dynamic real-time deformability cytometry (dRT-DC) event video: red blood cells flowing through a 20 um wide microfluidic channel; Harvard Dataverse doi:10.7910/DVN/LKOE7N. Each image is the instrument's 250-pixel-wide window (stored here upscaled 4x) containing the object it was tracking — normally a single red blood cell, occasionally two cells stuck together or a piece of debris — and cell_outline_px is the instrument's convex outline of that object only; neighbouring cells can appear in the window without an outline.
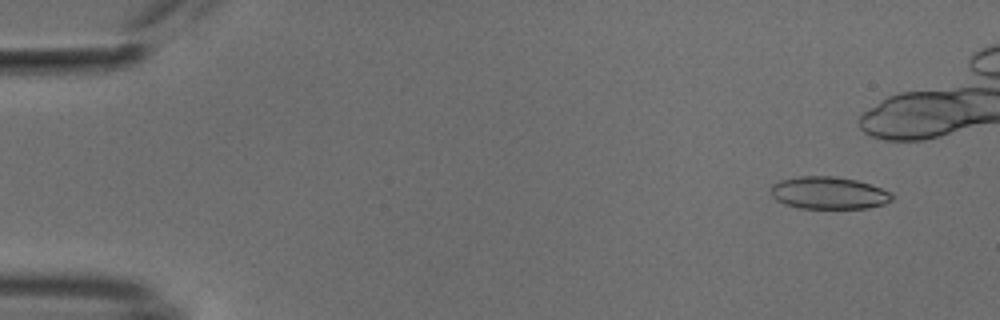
{"species": "common noctule bat (a hibernating species)", "species_latin": "Nyctalus noctula", "temperature_condition": "cold", "stored_images_in_passage": 42, "camera_frame_rate_fps": 3000, "um_per_image_px": 0.085, "animal": {"sex": "male", "body_mass_g": 18.8}, "frame": {"image": 1, "passage_image": 4, "time_ms": 1.0, "image_size_px": [1000, 320], "cell_outline_px": [[892, 200], [884, 204], [868, 208], [800, 208], [784, 204], [776, 200], [772, 196], [772, 184], [780, 180], [796, 176], [836, 176], [856, 180], [892, 192]], "centroid_in_image_um": [70.43, 16.4], "position_along_channel_um": 14.6, "area_um2": 22.83}}
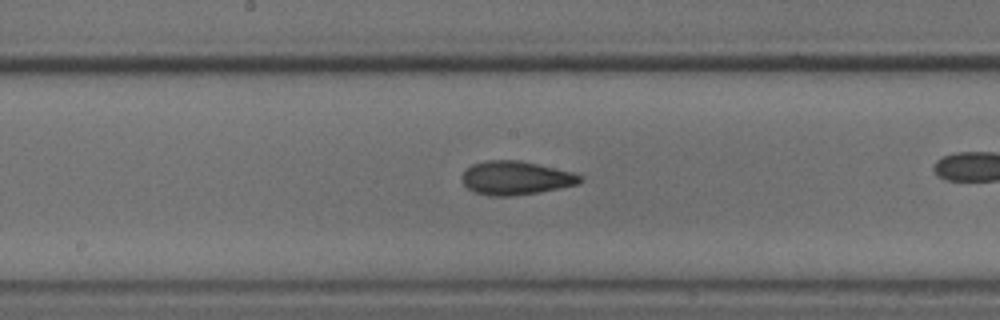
{"frame": {"image": 2, "passage_image": 28, "time_ms": 9.0, "image_size_px": [1000, 320], "cell_outline_px": [[584, 180], [580, 184], [560, 188], [512, 196], [488, 196], [476, 192], [468, 188], [460, 180], [460, 176], [472, 164], [484, 160], [520, 160], [572, 172], [584, 176]], "centroid_in_image_um": [43.84, 15.12], "position_along_channel_um": 204.4, "area_um2": 23.29}}
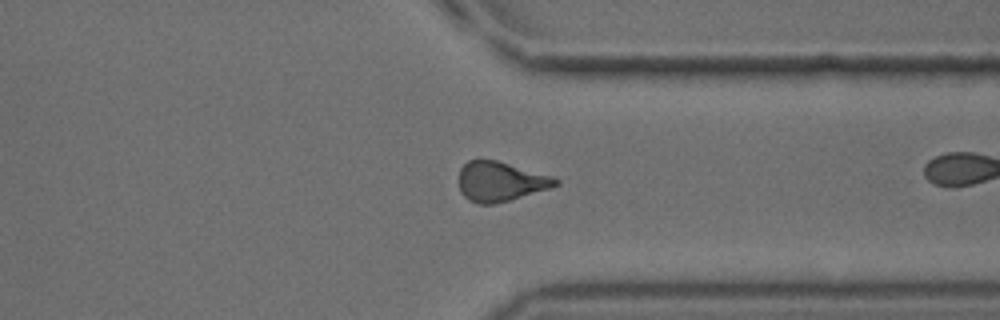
{"frame": {"image": 3, "passage_image": 41, "time_ms": 13.333, "image_size_px": [1000, 320], "cell_outline_px": [[560, 184], [548, 188], [508, 200], [492, 204], [476, 204], [468, 200], [460, 192], [460, 168], [468, 160], [496, 160], [552, 176], [560, 180]], "centroid_in_image_um": [42.51, 15.43], "position_along_channel_um": 368.9, "area_um2": 22.02}}